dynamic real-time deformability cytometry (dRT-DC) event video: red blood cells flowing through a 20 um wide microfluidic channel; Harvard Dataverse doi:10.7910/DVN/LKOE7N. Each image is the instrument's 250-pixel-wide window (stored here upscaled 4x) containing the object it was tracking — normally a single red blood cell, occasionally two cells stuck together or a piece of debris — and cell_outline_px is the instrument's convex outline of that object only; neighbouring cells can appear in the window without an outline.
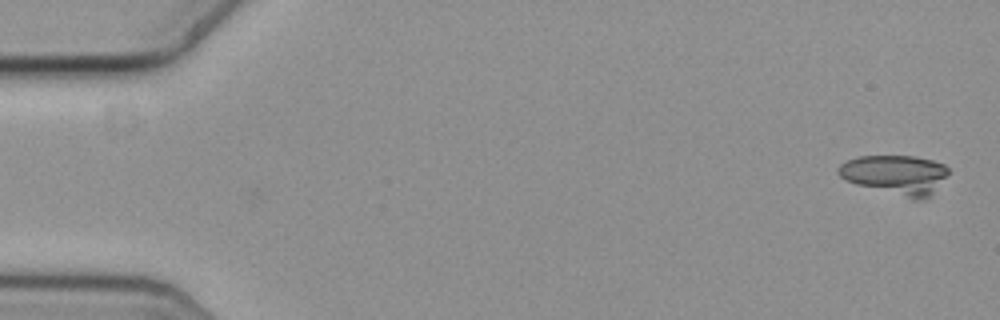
{"species": "common noctule bat (a hibernating species)", "species_latin": "Nyctalus noctula", "temperature_condition": "cold", "stored_images_in_passage": 10, "camera_frame_rate_fps": 3000, "um_per_image_px": 0.085, "animal": {"sex": "female", "body_mass_g": 19.3, "forearm_length_mm": 54.1}, "frame": {"image": 1, "passage_image": 1, "time_ms": 0.0, "image_size_px": [1000, 320], "cell_outline_px": [[948, 172], [932, 192], [928, 196], [920, 200], [916, 200], [856, 184], [840, 176], [836, 172], [836, 168], [840, 164], [848, 160], [860, 156], [916, 156], [932, 160], [944, 164], [948, 168]], "centroid_in_image_um": [76.08, 14.83], "position_along_channel_um": 8.9, "area_um2": 24.85}}